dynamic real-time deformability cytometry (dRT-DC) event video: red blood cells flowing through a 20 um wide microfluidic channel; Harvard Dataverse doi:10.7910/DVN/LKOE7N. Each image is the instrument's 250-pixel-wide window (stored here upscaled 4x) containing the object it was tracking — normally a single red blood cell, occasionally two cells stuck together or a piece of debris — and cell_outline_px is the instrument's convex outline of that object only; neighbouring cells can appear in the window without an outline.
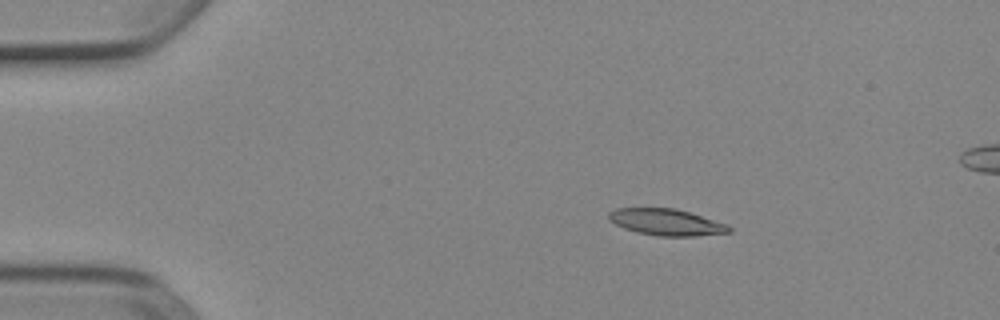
{"species": "Egyptian fruit bat (a non-hibernating species)", "species_latin": "Rousettus aegyptiacus", "temperature_condition": "cold", "stored_images_in_passage": 7, "camera_frame_rate_fps": 3000, "um_per_image_px": 0.085, "animal": {"sex": "female"}, "frame": {"image": 1, "passage_image": 3, "time_ms": 0.667, "image_size_px": [1000, 320], "cell_outline_px": [[732, 232], [692, 236], [660, 236], [636, 232], [624, 228], [608, 220], [608, 212], [616, 208], [676, 208], [728, 224], [732, 228]], "centroid_in_image_um": [56.64, 18.88], "position_along_channel_um": 28.4, "area_um2": 18.61}}
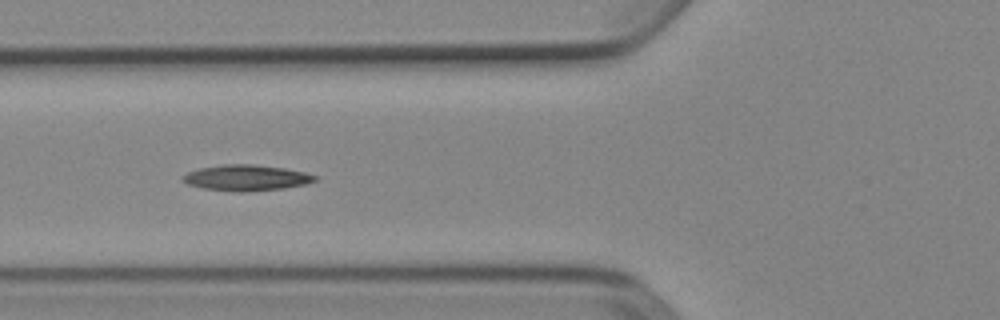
{"frame": {"image": 2, "passage_image": 6, "time_ms": 1.667, "image_size_px": [1000, 320], "cell_outline_px": [[316, 180], [308, 184], [284, 188], [244, 192], [236, 192], [204, 188], [188, 184], [180, 180], [180, 176], [188, 172], [200, 168], [224, 164], [252, 164], [284, 168], [304, 172], [316, 176]], "centroid_in_image_um": [20.91, 15.11], "position_along_channel_um": 104.9, "area_um2": 19.94}}
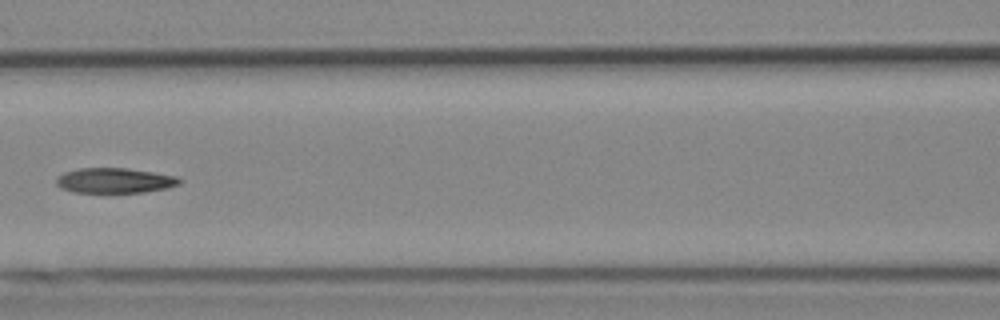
{"frame": {"image": 3, "passage_image": 7, "time_ms": 2.0, "image_size_px": [1000, 320], "cell_outline_px": [[184, 180], [180, 184], [168, 188], [144, 192], [72, 192], [60, 188], [56, 184], [56, 176], [64, 172], [76, 168], [124, 168], [180, 176]], "centroid_in_image_um": [9.76, 15.34], "position_along_channel_um": 156.8, "area_um2": 18.26}}